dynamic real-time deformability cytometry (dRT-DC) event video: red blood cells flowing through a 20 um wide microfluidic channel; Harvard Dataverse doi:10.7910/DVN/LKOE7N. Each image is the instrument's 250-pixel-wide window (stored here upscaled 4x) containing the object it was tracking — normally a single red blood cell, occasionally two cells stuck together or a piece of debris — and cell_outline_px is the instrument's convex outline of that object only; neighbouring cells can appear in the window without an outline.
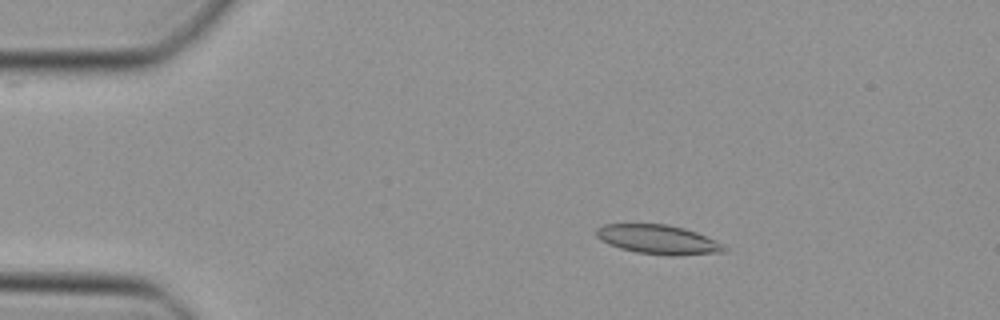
{"species": "Egyptian fruit bat (a non-hibernating species)", "species_latin": "Rousettus aegyptiacus", "temperature_condition": "cold", "stored_images_in_passage": 47, "camera_frame_rate_fps": 3000, "um_per_image_px": 0.085, "animal": {"sex": "female"}, "frame": {"image": 1, "passage_image": 8, "time_ms": 2.333, "image_size_px": [1000, 320], "cell_outline_px": [[728, 248], [724, 252], [676, 256], [672, 256], [636, 252], [620, 248], [608, 244], [596, 236], [596, 228], [604, 224], [668, 224], [684, 228], [696, 232], [716, 240]], "centroid_in_image_um": [55.96, 20.36], "position_along_channel_um": 29.0, "area_um2": 21.85}}
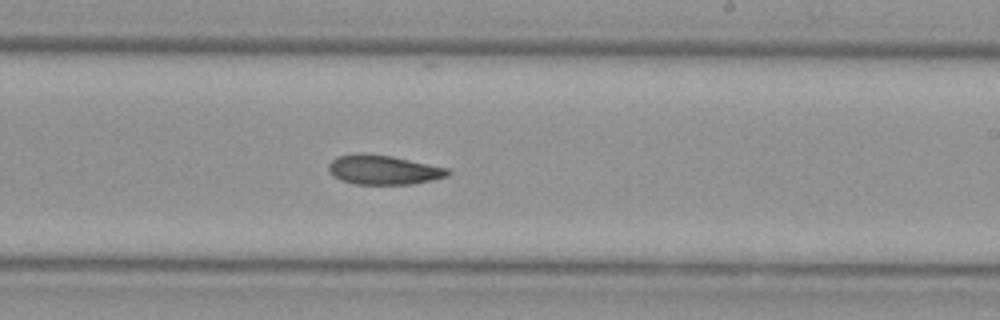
{"frame": {"image": 2, "passage_image": 28, "time_ms": 9.0, "image_size_px": [1000, 320], "cell_outline_px": [[452, 172], [448, 176], [432, 180], [412, 184], [352, 184], [340, 180], [332, 176], [328, 168], [328, 164], [336, 156], [356, 152], [364, 152], [392, 156], [448, 168]], "centroid_in_image_um": [32.55, 14.42], "position_along_channel_um": 256.4, "area_um2": 20.81}}
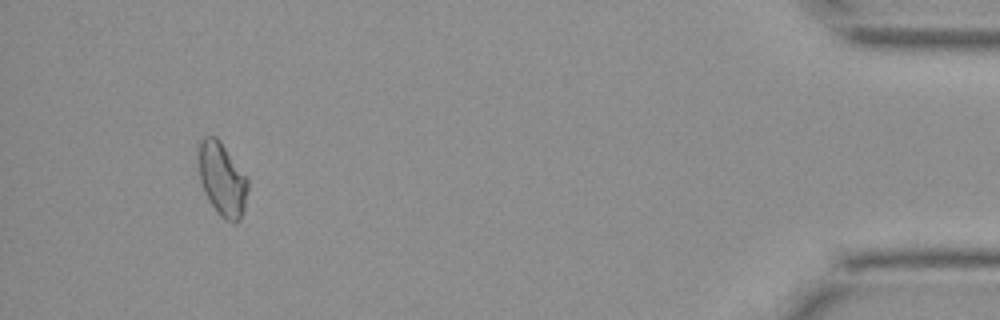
{"frame": {"image": 3, "passage_image": 44, "time_ms": 14.333, "image_size_px": [1000, 320], "cell_outline_px": [[248, 188], [244, 212], [240, 220], [236, 224], [232, 224], [224, 220], [220, 216], [204, 192], [200, 180], [196, 152], [200, 140], [204, 136], [216, 136], [248, 176]], "centroid_in_image_um": [18.88, 15.23], "position_along_channel_um": 416.3, "area_um2": 21.73}}